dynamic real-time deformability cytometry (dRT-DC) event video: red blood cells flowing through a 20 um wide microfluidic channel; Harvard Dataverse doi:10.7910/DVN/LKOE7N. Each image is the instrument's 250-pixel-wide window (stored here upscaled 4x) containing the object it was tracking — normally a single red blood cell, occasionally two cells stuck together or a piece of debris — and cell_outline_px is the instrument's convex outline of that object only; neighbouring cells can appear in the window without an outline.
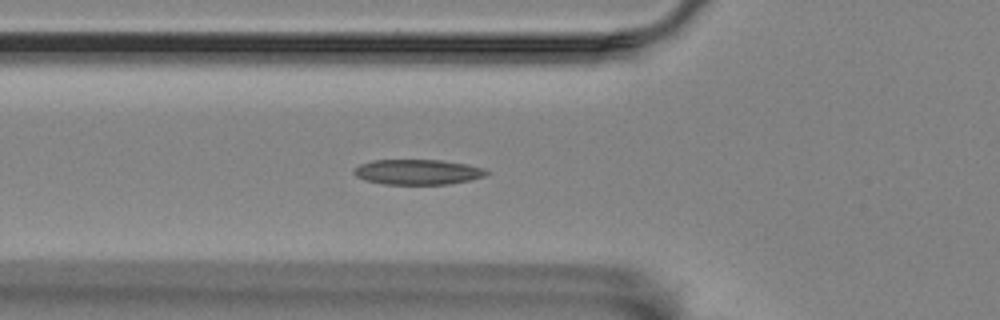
{"species": "Egyptian fruit bat (a non-hibernating species)", "species_latin": "Rousettus aegyptiacus", "temperature_condition": "room temperature", "stored_images_in_passage": 46, "camera_frame_rate_fps": 3000, "um_per_image_px": 0.085, "animal": {"sex": "female"}, "frame": {"image": 1, "passage_image": 9, "time_ms": 2.667, "image_size_px": [1000, 320], "cell_outline_px": [[492, 172], [484, 176], [468, 180], [448, 184], [384, 184], [364, 180], [356, 176], [352, 172], [360, 164], [372, 160], [440, 160], [464, 164], [484, 168]], "centroid_in_image_um": [35.49, 14.62], "position_along_channel_um": 90.3, "area_um2": 19.36}}
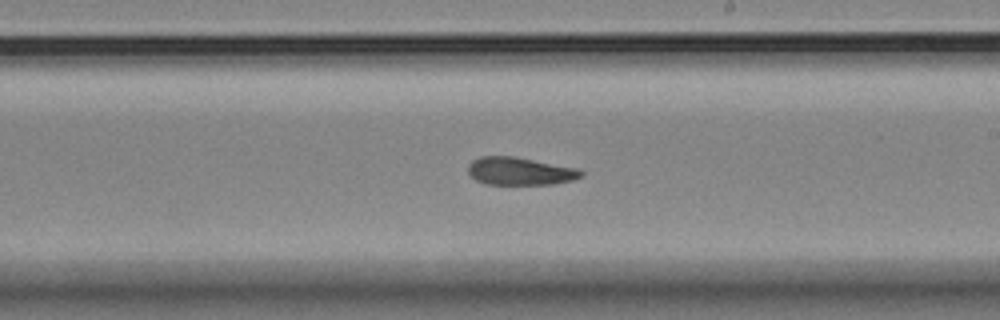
{"frame": {"image": 2, "passage_image": 22, "time_ms": 7.0, "image_size_px": [1000, 320], "cell_outline_px": [[584, 172], [580, 176], [572, 180], [552, 184], [484, 184], [476, 180], [468, 172], [468, 164], [472, 160], [480, 156], [516, 156], [576, 168]], "centroid_in_image_um": [44.15, 14.54], "position_along_channel_um": 244.9, "area_um2": 18.26}}
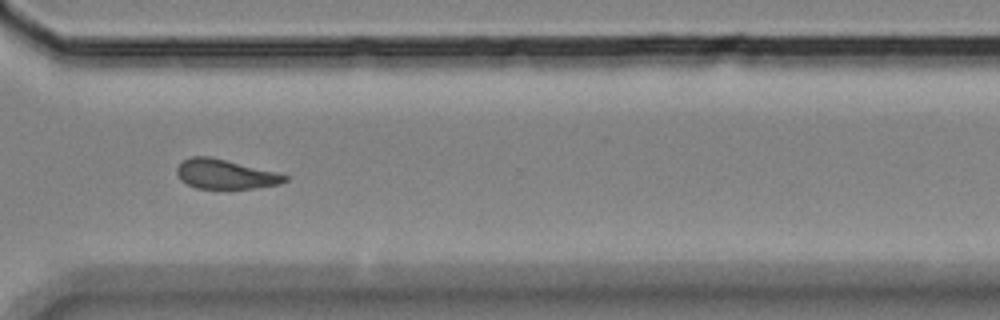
{"frame": {"image": 3, "passage_image": 31, "time_ms": 10.0, "image_size_px": [1000, 320], "cell_outline_px": [[288, 180], [280, 184], [252, 188], [196, 188], [180, 180], [176, 172], [176, 168], [184, 160], [192, 156], [208, 156], [276, 172], [288, 176]], "centroid_in_image_um": [19.13, 14.81], "position_along_channel_um": 351.5, "area_um2": 18.26}, "authors_computed_cell_mechanics": {"area_um2": 19.0162, "velocity_mm_per_s": 3.5506, "shape_relaxation_time_tau1_ms": 7.5161, "shape_relaxation_time_tau2_ms": 5.889, "deformation_change_tau1": 0.1676, "deformation_change_tau2": 0.1412}}